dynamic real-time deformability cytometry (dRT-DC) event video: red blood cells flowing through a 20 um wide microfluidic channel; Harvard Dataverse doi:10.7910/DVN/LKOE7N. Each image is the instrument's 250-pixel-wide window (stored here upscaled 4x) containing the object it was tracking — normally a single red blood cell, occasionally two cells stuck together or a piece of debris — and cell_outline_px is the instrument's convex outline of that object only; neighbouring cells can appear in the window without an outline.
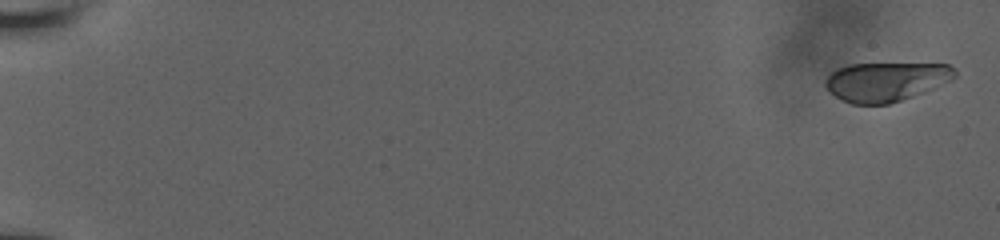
{"species": "human", "species_latin": "Homo sapiens", "temperature_condition": "room temperature", "stored_images_in_passage": 11, "camera_frame_rate_fps": 3000, "um_per_image_px": 0.085, "donor": {"sex": "male"}, "frame": {"image": 1, "passage_image": 1, "time_ms": 0.0, "image_size_px": [1000, 240], "cell_outline_px": [[956, 76], [924, 92], [888, 104], [852, 104], [836, 96], [824, 84], [824, 80], [836, 68], [848, 64], [948, 64], [956, 68]], "centroid_in_image_um": [75.29, 6.92], "position_along_channel_um": 9.7, "area_um2": 29.13}}
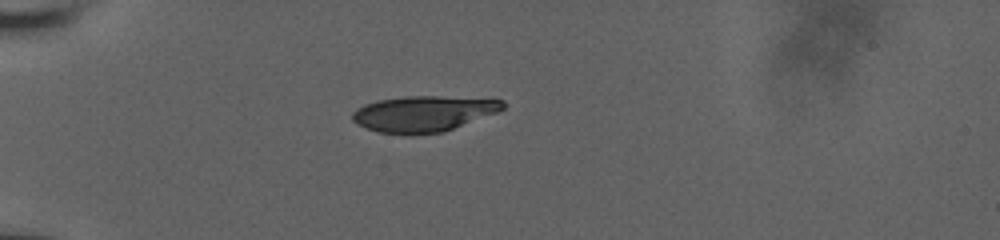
{"frame": {"image": 2, "passage_image": 8, "time_ms": 5.667, "image_size_px": [1000, 240], "cell_outline_px": [[504, 108], [496, 112], [444, 132], [412, 136], [404, 136], [380, 132], [356, 124], [352, 120], [352, 112], [356, 108], [364, 104], [376, 100], [404, 96], [436, 96], [504, 100]], "centroid_in_image_um": [35.92, 9.68], "position_along_channel_um": 49.1, "area_um2": 31.67}}
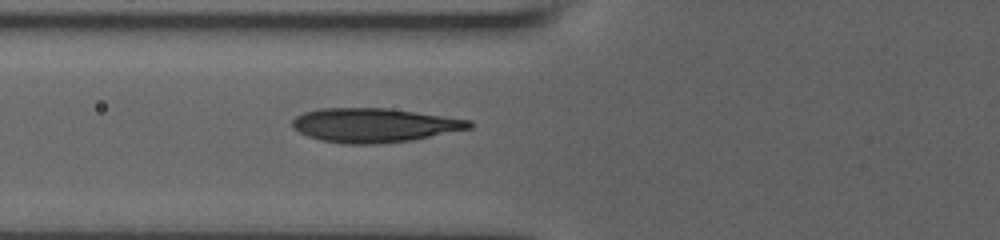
{"frame": {"image": 3, "passage_image": 11, "time_ms": 7.667, "image_size_px": [1000, 240], "cell_outline_px": [[472, 128], [412, 140], [376, 144], [344, 144], [320, 140], [308, 136], [292, 128], [292, 120], [296, 116], [304, 112], [320, 108], [388, 108], [472, 120]], "centroid_in_image_um": [31.79, 10.64], "position_along_channel_um": 94.0, "area_um2": 35.2}}